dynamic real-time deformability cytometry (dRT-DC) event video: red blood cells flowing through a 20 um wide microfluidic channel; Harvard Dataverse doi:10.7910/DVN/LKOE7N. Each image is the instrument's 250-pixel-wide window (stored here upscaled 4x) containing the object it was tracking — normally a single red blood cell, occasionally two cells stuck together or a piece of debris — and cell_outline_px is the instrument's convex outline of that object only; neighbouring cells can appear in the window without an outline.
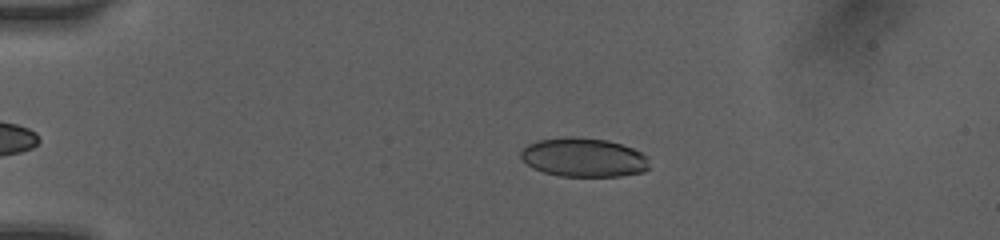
{"species": "human", "species_latin": "Homo sapiens", "temperature_condition": "room temperature", "stored_images_in_passage": 16, "camera_frame_rate_fps": 3000, "um_per_image_px": 0.085, "donor": {"sex": "female"}, "frame": {"image": 1, "passage_image": 2, "time_ms": 0.667, "image_size_px": [1000, 240], "cell_outline_px": [[648, 168], [644, 172], [620, 176], [560, 176], [544, 172], [532, 168], [520, 156], [520, 152], [528, 144], [536, 140], [564, 136], [572, 136], [608, 140], [632, 148], [648, 156]], "centroid_in_image_um": [49.6, 13.37], "position_along_channel_um": 35.4, "area_um2": 29.3}}
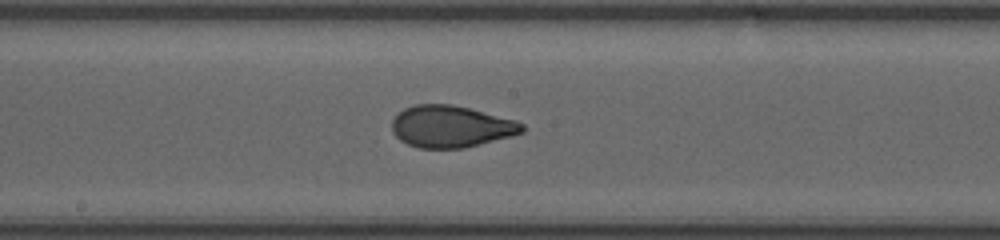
{"frame": {"image": 2, "passage_image": 8, "time_ms": 6.333, "image_size_px": [1000, 240], "cell_outline_px": [[524, 132], [512, 136], [464, 148], [420, 148], [408, 144], [400, 140], [392, 132], [392, 120], [404, 108], [416, 104], [452, 104], [516, 120], [524, 124]], "centroid_in_image_um": [38.34, 10.75], "position_along_channel_um": 209.9, "area_um2": 31.67}}
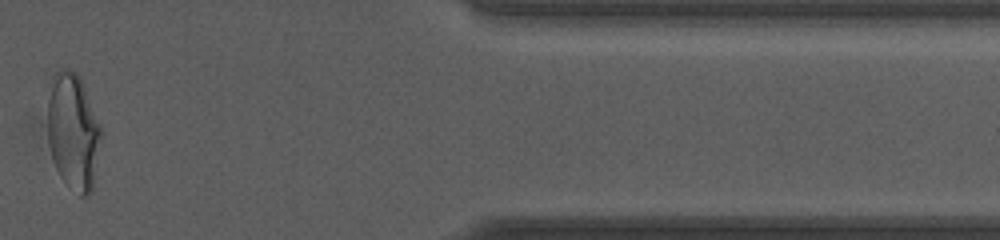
{"frame": {"image": 3, "passage_image": 14, "time_ms": 12.0, "image_size_px": [1000, 240], "cell_outline_px": [[100, 136], [92, 188], [88, 196], [80, 196], [68, 188], [60, 176], [56, 168], [48, 144], [48, 100], [52, 76], [60, 68], [68, 68], [76, 72], [80, 76], [100, 124]], "centroid_in_image_um": [6.19, 11.16], "position_along_channel_um": 405.2, "area_um2": 36.13}, "authors_computed_cell_mechanics": {"area_um2": 31.9634, "velocity_mm_per_s": 4.0889, "shape_relaxation_time_tau1_ms": 5.4622, "shape_relaxation_time_tau2_ms": null, "deformation_change_tau1": 0.1443, "deformation_change_tau2": null}}